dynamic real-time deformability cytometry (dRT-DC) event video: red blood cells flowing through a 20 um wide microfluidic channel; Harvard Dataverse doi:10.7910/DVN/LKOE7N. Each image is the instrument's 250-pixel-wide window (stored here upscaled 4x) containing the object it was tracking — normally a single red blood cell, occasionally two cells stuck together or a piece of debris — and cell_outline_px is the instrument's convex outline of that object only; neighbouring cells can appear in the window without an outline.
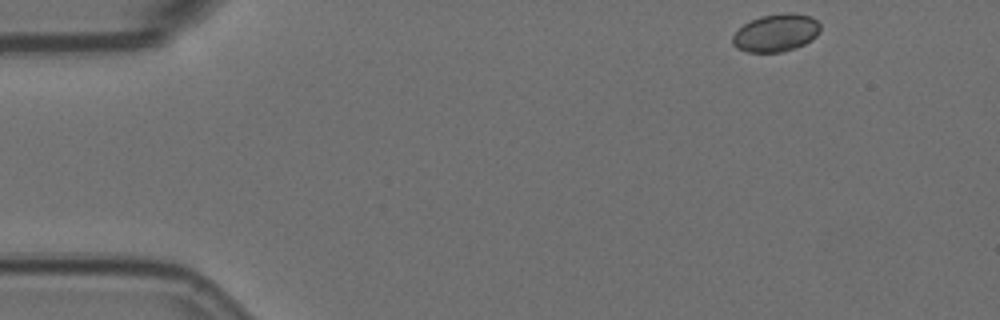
{"species": "Egyptian fruit bat (a non-hibernating species)", "species_latin": "Rousettus aegyptiacus", "temperature_condition": "room temperature", "stored_images_in_passage": 4, "camera_frame_rate_fps": 3000, "um_per_image_px": 0.085, "animal": {"sex": "female"}, "frame": {"image": 1, "passage_image": 1, "time_ms": 0.0, "image_size_px": [1000, 320], "cell_outline_px": [[820, 32], [812, 40], [796, 48], [780, 52], [748, 52], [736, 48], [732, 44], [732, 36], [744, 24], [760, 16], [784, 12], [792, 12], [812, 16], [820, 24]], "centroid_in_image_um": [65.98, 2.78], "position_along_channel_um": 19.0, "area_um2": 19.42}}
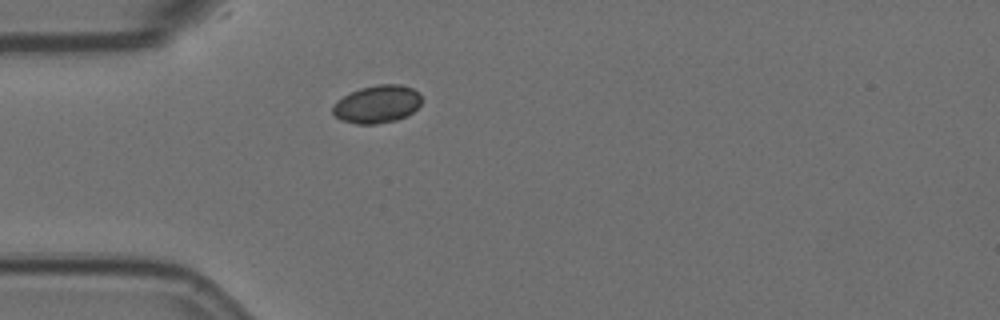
{"frame": {"image": 2, "passage_image": 4, "time_ms": 1.0, "image_size_px": [1000, 320], "cell_outline_px": [[420, 104], [412, 112], [396, 120], [376, 124], [356, 124], [344, 120], [336, 116], [332, 112], [332, 108], [344, 96], [360, 88], [376, 84], [400, 84], [412, 88], [420, 92]], "centroid_in_image_um": [32.08, 8.84], "position_along_channel_um": 52.9, "area_um2": 19.25}}